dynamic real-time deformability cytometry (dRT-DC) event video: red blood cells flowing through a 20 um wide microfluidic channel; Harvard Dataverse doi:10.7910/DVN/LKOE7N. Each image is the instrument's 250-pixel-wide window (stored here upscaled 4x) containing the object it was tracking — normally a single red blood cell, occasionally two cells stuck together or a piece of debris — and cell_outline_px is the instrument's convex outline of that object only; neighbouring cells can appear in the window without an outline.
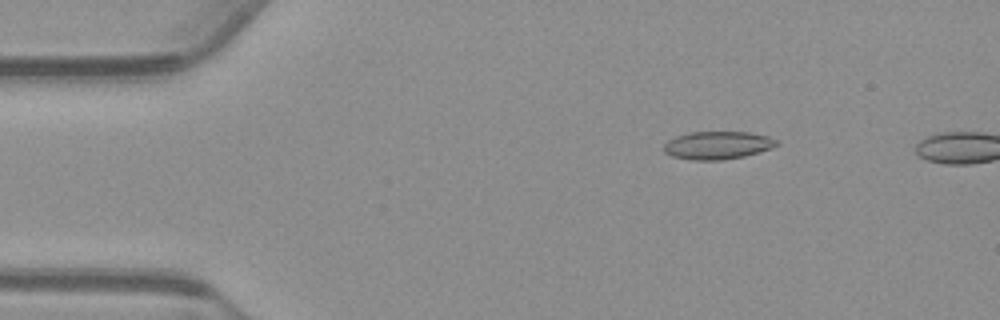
{"species": "common noctule bat (a hibernating species)", "species_latin": "Nyctalus noctula", "temperature_condition": "warm", "stored_images_in_passage": 11, "camera_frame_rate_fps": 3000, "um_per_image_px": 0.085, "animal": {"sex": "male", "body_mass_g": 23.1, "forearm_length_mm": 52.7}, "frame": {"image": 1, "passage_image": 8, "time_ms": 2.333, "image_size_px": [1000, 320], "cell_outline_px": [[780, 144], [772, 148], [744, 156], [720, 160], [692, 160], [672, 156], [664, 152], [664, 144], [668, 140], [676, 136], [692, 132], [748, 132], [768, 136], [776, 140]], "centroid_in_image_um": [60.99, 12.35], "position_along_channel_um": 24.0, "area_um2": 18.26}}